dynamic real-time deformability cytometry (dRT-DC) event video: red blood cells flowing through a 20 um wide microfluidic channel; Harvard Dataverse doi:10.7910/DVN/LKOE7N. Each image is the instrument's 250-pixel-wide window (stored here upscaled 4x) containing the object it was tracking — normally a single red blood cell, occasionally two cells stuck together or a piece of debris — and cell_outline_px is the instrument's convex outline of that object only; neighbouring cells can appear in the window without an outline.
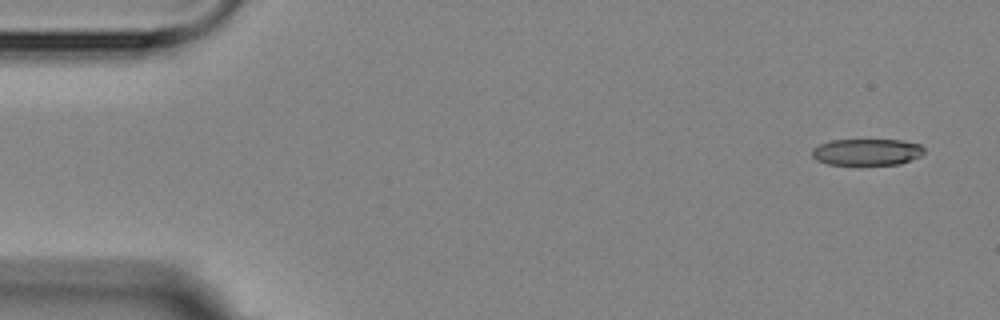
{"species": "Egyptian fruit bat (a non-hibernating species)", "species_latin": "Rousettus aegyptiacus", "temperature_condition": "room temperature", "stored_images_in_passage": 16, "camera_frame_rate_fps": 3000, "um_per_image_px": 0.085, "animal": {"sex": "female"}, "frame": {"image": 1, "passage_image": 1, "time_ms": 0.0, "image_size_px": [1000, 320], "cell_outline_px": [[924, 152], [920, 156], [900, 164], [856, 168], [828, 164], [816, 160], [812, 156], [812, 148], [820, 144], [832, 140], [900, 140], [920, 144], [924, 148]], "centroid_in_image_um": [73.65, 12.98], "position_along_channel_um": 11.3, "area_um2": 18.26}}
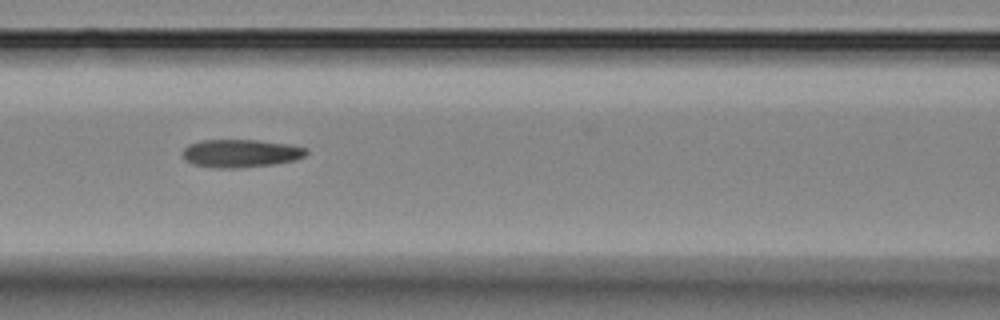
{"frame": {"image": 2, "passage_image": 7, "time_ms": 7.0, "image_size_px": [1000, 320], "cell_outline_px": [[308, 152], [304, 156], [296, 160], [272, 164], [240, 168], [216, 168], [192, 164], [184, 160], [184, 148], [188, 144], [200, 140], [256, 140], [288, 144], [308, 148]], "centroid_in_image_um": [20.46, 13.03], "position_along_channel_um": 146.1, "area_um2": 20.23}}
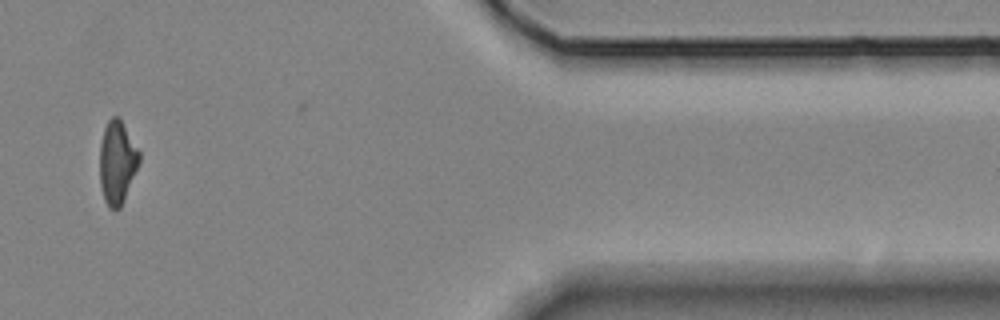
{"frame": {"image": 3, "passage_image": 14, "time_ms": 15.333, "image_size_px": [1000, 320], "cell_outline_px": [[140, 160], [124, 200], [120, 208], [116, 212], [108, 208], [104, 200], [100, 184], [100, 144], [104, 128], [108, 120], [112, 116], [120, 116], [140, 152]], "centroid_in_image_um": [9.95, 13.8], "position_along_channel_um": 401.4, "area_um2": 19.36}, "authors_computed_cell_mechanics": {"area_um2": 19.8832, "velocity_mm_per_s": 3.5608, "shape_relaxation_time_tau1_ms": null, "shape_relaxation_time_tau2_ms": 6.0126, "deformation_change_tau1": null, "deformation_change_tau2": 0.142}}